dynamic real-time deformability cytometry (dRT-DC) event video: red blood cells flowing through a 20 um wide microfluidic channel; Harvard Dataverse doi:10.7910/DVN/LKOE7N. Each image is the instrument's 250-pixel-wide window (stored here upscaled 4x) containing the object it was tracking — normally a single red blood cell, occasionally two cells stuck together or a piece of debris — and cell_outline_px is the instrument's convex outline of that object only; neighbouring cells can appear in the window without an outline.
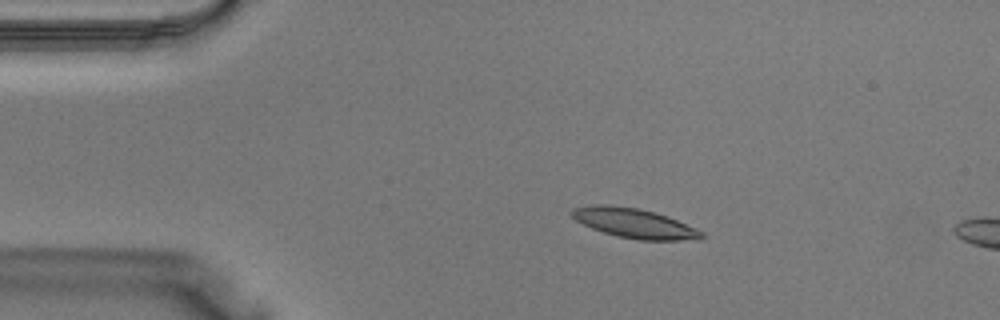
{"species": "Egyptian fruit bat (a non-hibernating species)", "species_latin": "Rousettus aegyptiacus", "temperature_condition": "warm", "stored_images_in_passage": 11, "camera_frame_rate_fps": 3000, "um_per_image_px": 0.085, "animal": {"sex": "male"}, "frame": {"image": 1, "passage_image": 7, "time_ms": 2.0, "image_size_px": [1000, 320], "cell_outline_px": [[708, 236], [700, 240], [640, 240], [616, 236], [592, 228], [576, 220], [568, 212], [572, 208], [588, 204], [608, 204], [640, 208], [656, 212], [668, 216], [696, 228], [704, 232]], "centroid_in_image_um": [53.94, 18.96], "position_along_channel_um": 31.1, "area_um2": 22.89}}